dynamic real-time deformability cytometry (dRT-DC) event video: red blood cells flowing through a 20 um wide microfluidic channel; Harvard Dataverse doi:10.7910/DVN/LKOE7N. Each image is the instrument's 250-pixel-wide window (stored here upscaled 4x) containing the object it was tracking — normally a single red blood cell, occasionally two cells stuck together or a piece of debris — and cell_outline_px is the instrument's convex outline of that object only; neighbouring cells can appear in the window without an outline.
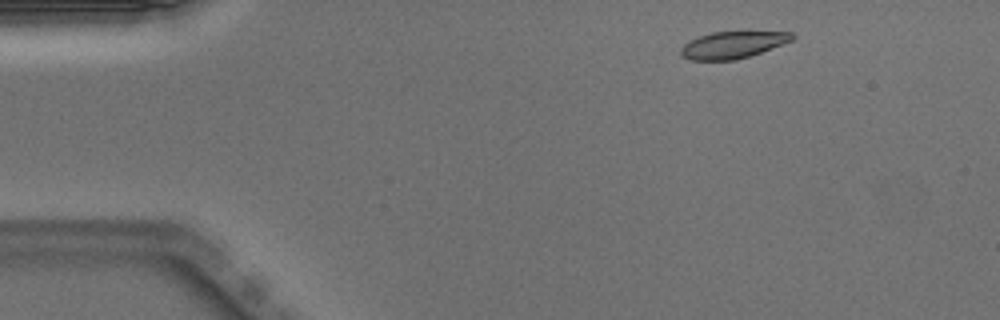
{"species": "Egyptian fruit bat (a non-hibernating species)", "species_latin": "Rousettus aegyptiacus", "temperature_condition": "warm", "stored_images_in_passage": 46, "camera_frame_rate_fps": 3000, "um_per_image_px": 0.085, "animal": {"sex": "male"}, "frame": {"image": 1, "passage_image": 3, "time_ms": 0.667, "image_size_px": [1000, 320], "cell_outline_px": [[796, 36], [792, 40], [760, 52], [736, 60], [692, 60], [680, 56], [680, 48], [688, 40], [712, 32], [744, 28], [792, 32]], "centroid_in_image_um": [62.32, 3.74], "position_along_channel_um": 22.7, "area_um2": 18.44}}
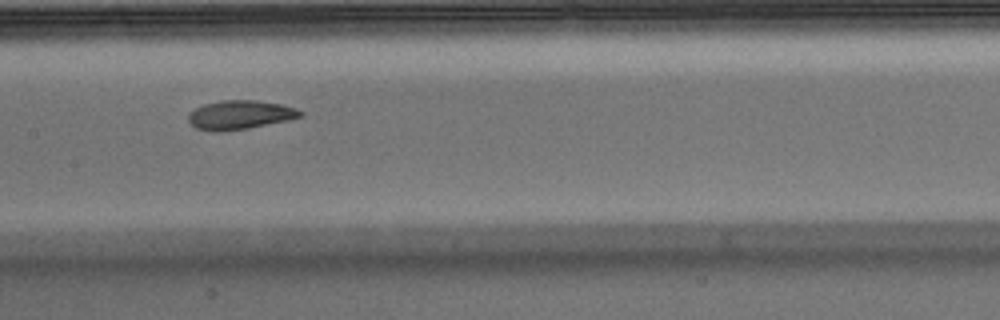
{"frame": {"image": 2, "passage_image": 21, "time_ms": 6.667, "image_size_px": [1000, 320], "cell_outline_px": [[304, 116], [288, 120], [248, 128], [224, 132], [212, 132], [196, 128], [188, 120], [188, 116], [196, 108], [204, 104], [220, 100], [256, 100], [280, 104], [296, 108], [304, 112]], "centroid_in_image_um": [20.42, 9.77], "position_along_channel_um": 187.0, "area_um2": 18.96}}
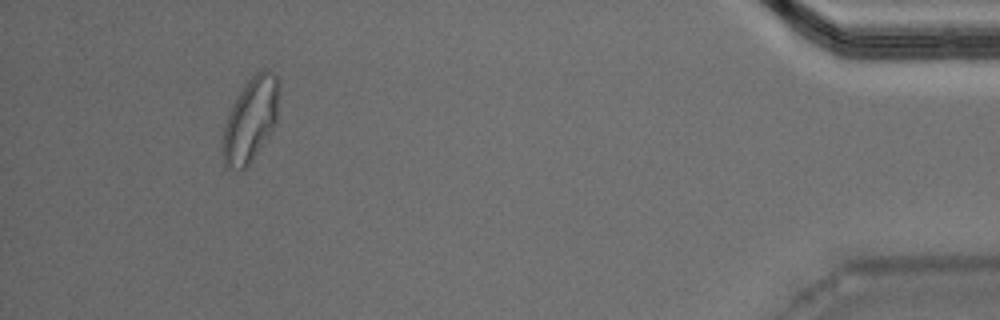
{"frame": {"image": 3, "passage_image": 43, "time_ms": 14.0, "image_size_px": [1000, 320], "cell_outline_px": [[280, 84], [276, 124], [244, 172], [224, 168], [220, 148], [224, 128], [228, 112], [232, 104], [244, 84], [256, 72], [264, 68], [268, 68], [276, 76]], "centroid_in_image_um": [21.27, 10.21], "position_along_channel_um": 413.9, "area_um2": 28.38}, "authors_computed_cell_mechanics": {"area_um2": 19.1029, "velocity_mm_per_s": 3.9744, "shape_relaxation_time_tau1_ms": 5.023, "shape_relaxation_time_tau2_ms": 2.2175, "deformation_change_tau1": 0.1704, "deformation_change_tau2": 0.0824}}